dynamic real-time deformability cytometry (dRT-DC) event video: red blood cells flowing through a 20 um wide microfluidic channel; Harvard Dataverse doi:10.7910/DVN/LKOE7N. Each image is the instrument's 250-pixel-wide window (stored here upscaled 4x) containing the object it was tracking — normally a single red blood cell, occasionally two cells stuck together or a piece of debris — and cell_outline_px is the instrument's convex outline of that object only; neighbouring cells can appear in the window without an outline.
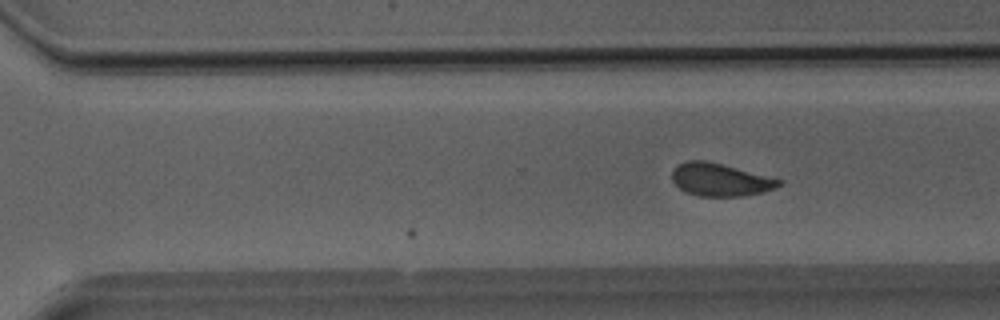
{"species": "Egyptian fruit bat (a non-hibernating species)", "species_latin": "Rousettus aegyptiacus", "temperature_condition": "room temperature", "stored_images_in_passage": 26, "camera_frame_rate_fps": 3000, "um_per_image_px": 0.085, "animal": {"sex": "male"}, "frame": {"image": 1, "passage_image": 26, "time_ms": 8.333, "image_size_px": [1000, 320], "cell_outline_px": [[784, 184], [776, 188], [764, 192], [744, 196], [700, 196], [684, 192], [672, 180], [672, 168], [676, 164], [688, 160], [704, 160], [784, 180]], "centroid_in_image_um": [61.22, 15.28], "position_along_channel_um": 309.4, "area_um2": 20.52}}